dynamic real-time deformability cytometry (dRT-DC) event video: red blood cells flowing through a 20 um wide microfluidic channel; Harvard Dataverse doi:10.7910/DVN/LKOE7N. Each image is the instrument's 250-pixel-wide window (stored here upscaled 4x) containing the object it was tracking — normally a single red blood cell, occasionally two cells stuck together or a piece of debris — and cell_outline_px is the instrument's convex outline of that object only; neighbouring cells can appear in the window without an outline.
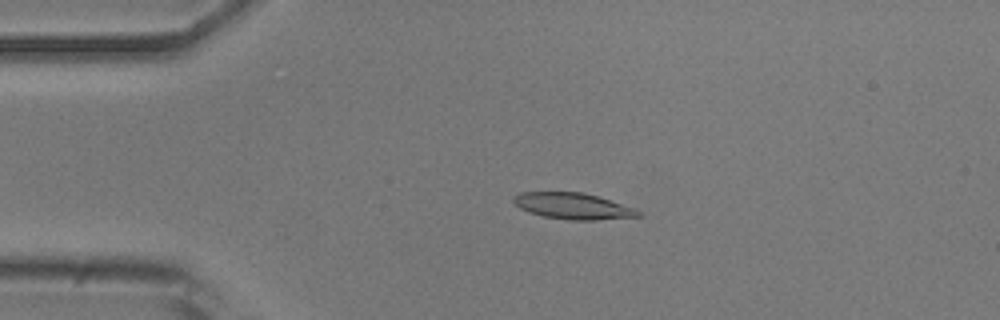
{"species": "common noctule bat (a hibernating species)", "species_latin": "Nyctalus noctula", "temperature_condition": "room temperature", "stored_images_in_passage": 52, "camera_frame_rate_fps": 3000, "um_per_image_px": 0.085, "animal": {"sex": "male", "body_mass_g": 20.5, "forearm_length_mm": 52.5}, "frame": {"image": 1, "passage_image": 11, "time_ms": 3.333, "image_size_px": [1000, 320], "cell_outline_px": [[644, 216], [596, 220], [568, 220], [544, 216], [528, 212], [520, 208], [512, 200], [512, 196], [520, 192], [584, 192], [636, 208]], "centroid_in_image_um": [48.71, 17.51], "position_along_channel_um": 36.3, "area_um2": 19.19}}
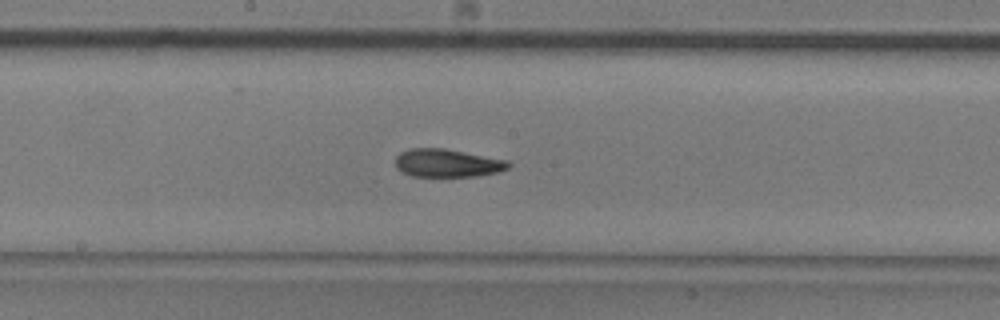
{"frame": {"image": 2, "passage_image": 27, "time_ms": 8.667, "image_size_px": [1000, 320], "cell_outline_px": [[512, 164], [508, 168], [496, 172], [476, 176], [412, 176], [396, 168], [396, 156], [400, 152], [412, 148], [444, 148], [508, 160]], "centroid_in_image_um": [38.02, 13.85], "position_along_channel_um": 210.2, "area_um2": 18.38}}
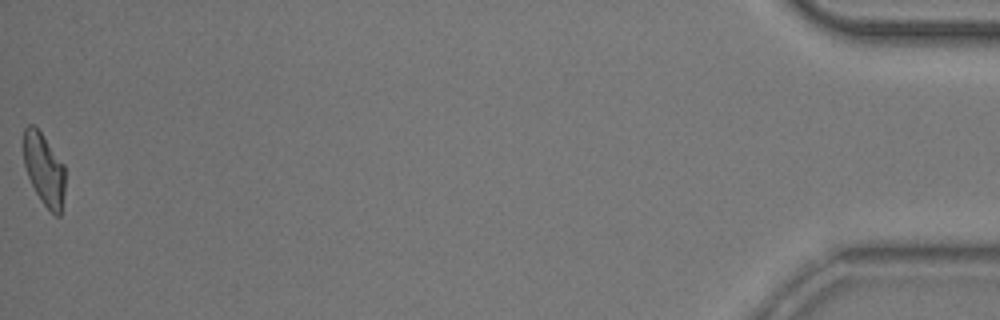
{"frame": {"image": 3, "passage_image": 52, "time_ms": 17.0, "image_size_px": [1000, 320], "cell_outline_px": [[64, 192], [60, 216], [56, 216], [40, 200], [28, 176], [24, 164], [24, 128], [28, 124], [32, 124], [40, 132], [64, 164]], "centroid_in_image_um": [3.74, 14.4], "position_along_channel_um": 431.5, "area_um2": 17.11}, "authors_computed_cell_mechanics": {"area_um2": 18.6983, "velocity_mm_per_s": 3.8679, "shape_relaxation_time_tau1_ms": 6.6105, "shape_relaxation_time_tau2_ms": 3.924, "deformation_change_tau1": 0.1855, "deformation_change_tau2": 0.1129}}